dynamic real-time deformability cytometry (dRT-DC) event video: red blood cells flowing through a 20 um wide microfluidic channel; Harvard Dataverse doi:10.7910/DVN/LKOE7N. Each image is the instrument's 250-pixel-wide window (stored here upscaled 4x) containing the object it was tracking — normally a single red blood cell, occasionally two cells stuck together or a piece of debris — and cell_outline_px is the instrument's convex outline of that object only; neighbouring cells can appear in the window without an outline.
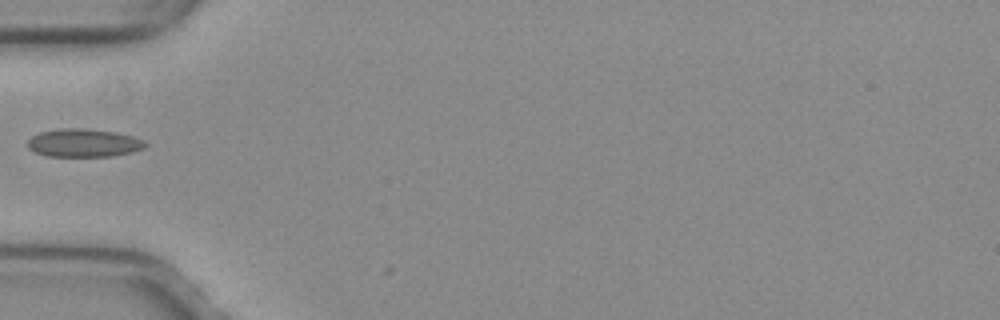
{"species": "common noctule bat (a hibernating species)", "species_latin": "Nyctalus noctula", "temperature_condition": "warm", "stored_images_in_passage": 2, "camera_frame_rate_fps": 3000, "um_per_image_px": 0.085, "animal": {"sex": "female", "body_mass_g": 29.2, "forearm_length_mm": 56.3}, "frame": {"image": 1, "passage_image": 1, "time_ms": 0.0, "image_size_px": [1000, 320], "cell_outline_px": [[148, 144], [144, 148], [132, 152], [112, 156], [48, 156], [36, 152], [28, 148], [28, 140], [32, 136], [40, 132], [60, 128], [84, 128], [116, 132], [132, 136], [144, 140]], "centroid_in_image_um": [7.13, 12.14], "position_along_channel_um": 77.9, "area_um2": 19.31}}